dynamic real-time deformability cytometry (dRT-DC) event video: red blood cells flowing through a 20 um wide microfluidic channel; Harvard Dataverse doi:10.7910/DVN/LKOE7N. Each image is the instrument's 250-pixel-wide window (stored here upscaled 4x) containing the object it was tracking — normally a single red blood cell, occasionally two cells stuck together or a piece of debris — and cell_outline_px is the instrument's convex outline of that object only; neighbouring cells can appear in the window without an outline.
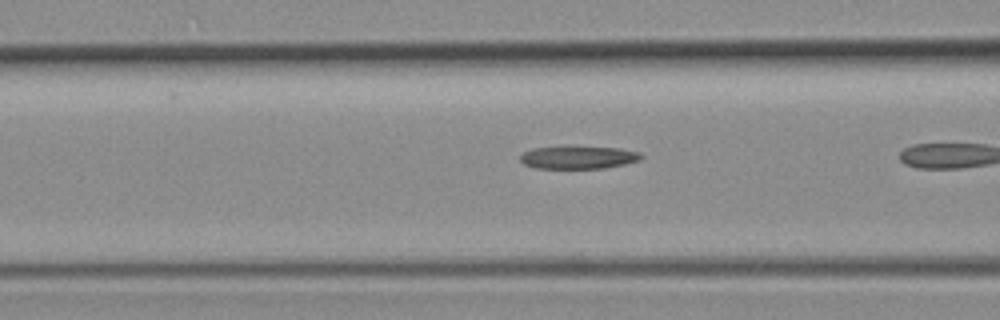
{"species": "common noctule bat (a hibernating species)", "species_latin": "Nyctalus noctula", "temperature_condition": "room temperature", "stored_images_in_passage": 9, "camera_frame_rate_fps": 3000, "um_per_image_px": 0.085, "animal": {"sex": "female", "body_mass_g": 19.3, "forearm_length_mm": 54.1}, "frame": {"image": 1, "passage_image": 4, "time_ms": 1.0, "image_size_px": [1000, 320], "cell_outline_px": [[644, 156], [640, 160], [624, 164], [604, 168], [536, 168], [524, 164], [520, 160], [520, 156], [524, 152], [532, 148], [568, 144], [620, 148], [640, 152]], "centroid_in_image_um": [49.15, 13.33], "position_along_channel_um": 117.4, "area_um2": 16.82}}
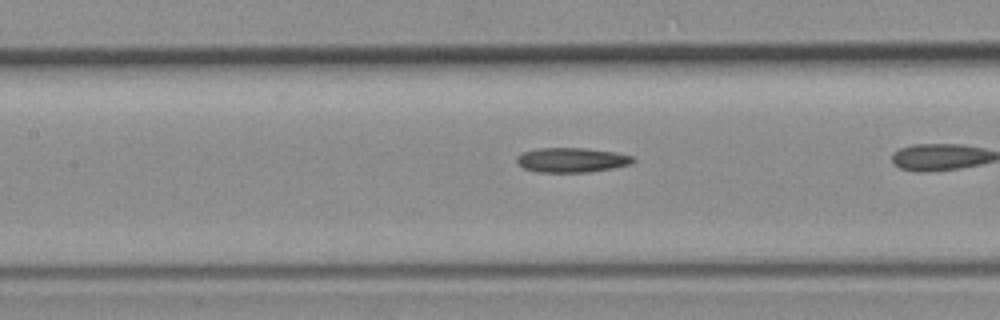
{"frame": {"image": 2, "passage_image": 7, "time_ms": 2.0, "image_size_px": [1000, 320], "cell_outline_px": [[636, 160], [632, 164], [616, 168], [588, 172], [536, 172], [524, 168], [516, 160], [516, 156], [524, 152], [536, 148], [584, 148], [616, 152], [632, 156]], "centroid_in_image_um": [48.63, 13.6], "position_along_channel_um": 158.8, "area_um2": 16.82}}